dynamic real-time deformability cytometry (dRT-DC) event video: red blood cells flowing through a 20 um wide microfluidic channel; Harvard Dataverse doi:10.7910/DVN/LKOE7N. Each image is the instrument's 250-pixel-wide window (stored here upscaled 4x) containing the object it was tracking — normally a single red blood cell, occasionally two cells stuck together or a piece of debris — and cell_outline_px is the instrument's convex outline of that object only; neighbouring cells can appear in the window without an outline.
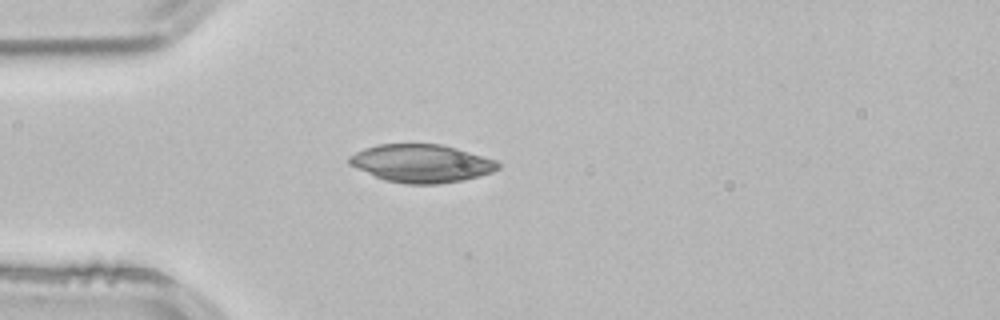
{"species": "common noctule bat (a hibernating species)", "species_latin": "Nyctalus noctula", "temperature_condition": "room temperature", "stored_images_in_passage": 1, "camera_frame_rate_fps": 3000, "um_per_image_px": 0.085, "animal": {"sex": "male", "body_mass_g": 21.5, "forearm_length_mm": 52.0}, "frame": {"image": 1, "passage_image": 1, "time_ms": 0.0, "image_size_px": [1000, 320], "cell_outline_px": [[500, 168], [492, 172], [464, 180], [436, 184], [404, 184], [384, 180], [356, 168], [348, 164], [348, 156], [364, 148], [380, 144], [440, 144], [456, 148], [496, 160], [500, 164]], "centroid_in_image_um": [35.8, 13.89], "position_along_channel_um": 49.2, "area_um2": 32.95}}